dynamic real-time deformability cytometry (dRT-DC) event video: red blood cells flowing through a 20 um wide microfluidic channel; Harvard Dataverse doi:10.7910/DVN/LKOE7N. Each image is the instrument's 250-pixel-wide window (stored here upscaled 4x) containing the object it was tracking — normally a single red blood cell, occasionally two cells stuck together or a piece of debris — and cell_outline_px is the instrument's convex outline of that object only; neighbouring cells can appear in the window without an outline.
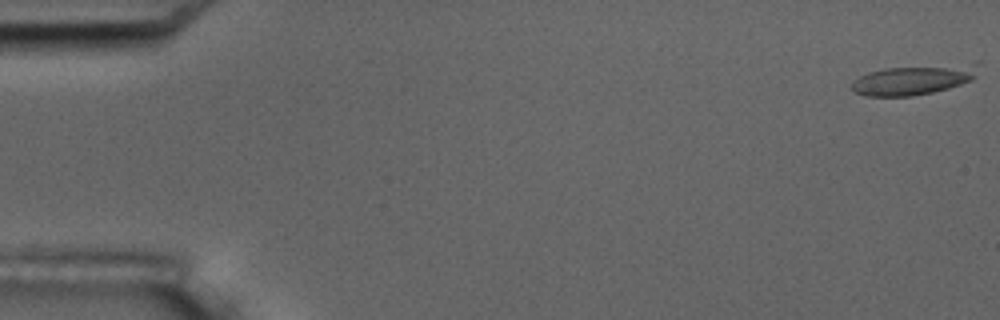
{"species": "common noctule bat (a hibernating species)", "species_latin": "Nyctalus noctula", "temperature_condition": "room temperature", "stored_images_in_passage": 7, "camera_frame_rate_fps": 3000, "um_per_image_px": 0.085, "animal": {"sex": "male", "body_mass_g": 17.5, "forearm_length_mm": 52.3}, "frame": {"image": 1, "passage_image": 1, "time_ms": 0.0, "image_size_px": [1000, 320], "cell_outline_px": [[976, 76], [972, 80], [948, 88], [932, 92], [912, 96], [868, 96], [856, 92], [852, 88], [852, 84], [860, 76], [868, 72], [884, 68], [944, 68], [972, 72]], "centroid_in_image_um": [77.27, 6.9], "position_along_channel_um": 7.7, "area_um2": 19.31}}
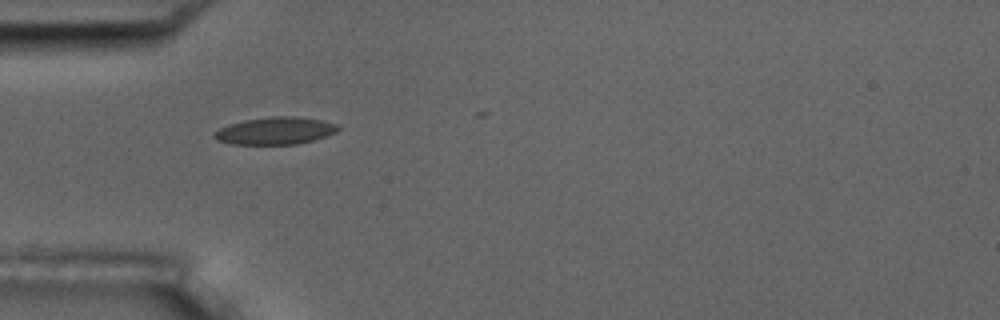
{"frame": {"image": 2, "passage_image": 5, "time_ms": 5.333, "image_size_px": [1000, 320], "cell_outline_px": [[340, 128], [336, 132], [312, 140], [296, 144], [232, 144], [216, 140], [212, 136], [212, 132], [228, 124], [244, 120], [272, 116], [292, 116], [320, 120], [340, 124]], "centroid_in_image_um": [23.36, 11.11], "position_along_channel_um": 61.6, "area_um2": 19.71}}